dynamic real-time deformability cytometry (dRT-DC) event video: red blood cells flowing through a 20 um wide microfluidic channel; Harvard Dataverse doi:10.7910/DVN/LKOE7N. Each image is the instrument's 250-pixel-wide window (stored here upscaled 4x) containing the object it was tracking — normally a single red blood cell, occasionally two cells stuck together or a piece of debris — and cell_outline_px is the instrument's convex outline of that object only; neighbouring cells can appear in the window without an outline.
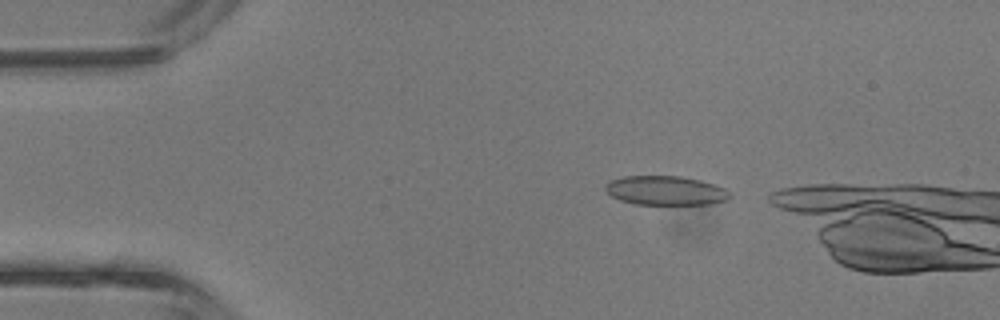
{"species": "common noctule bat (a hibernating species)", "species_latin": "Nyctalus noctula", "temperature_condition": "room temperature", "stored_images_in_passage": 6, "camera_frame_rate_fps": 3000, "um_per_image_px": 0.085, "animal": {"sex": "male", "body_mass_g": 13.3}, "frame": {"image": 1, "passage_image": 2, "time_ms": 0.333, "image_size_px": [1000, 320], "cell_outline_px": [[732, 196], [728, 200], [708, 204], [636, 204], [620, 200], [612, 196], [604, 188], [604, 184], [612, 180], [624, 176], [680, 176], [700, 180], [716, 184], [732, 192]], "centroid_in_image_um": [56.62, 16.19], "position_along_channel_um": 28.4, "area_um2": 21.27}}